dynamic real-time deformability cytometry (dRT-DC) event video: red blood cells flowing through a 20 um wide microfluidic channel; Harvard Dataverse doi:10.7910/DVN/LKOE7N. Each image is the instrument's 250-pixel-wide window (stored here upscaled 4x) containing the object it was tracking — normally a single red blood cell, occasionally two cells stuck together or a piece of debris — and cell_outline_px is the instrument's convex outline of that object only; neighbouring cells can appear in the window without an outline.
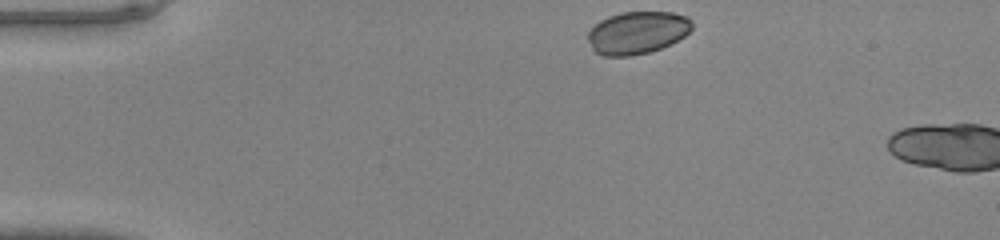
{"species": "common noctule bat (a hibernating species)", "species_latin": "Nyctalus noctula", "temperature_condition": "warm", "stored_images_in_passage": 4, "camera_frame_rate_fps": 3000, "um_per_image_px": 0.085, "animal": {"sex": "male", "body_mass_g": 20.0, "forearm_length_mm": 53.3}, "frame": {"image": 1, "passage_image": 1, "time_ms": 0.0, "image_size_px": [1000, 240], "cell_outline_px": [[692, 28], [684, 36], [660, 48], [648, 52], [628, 56], [604, 56], [596, 52], [592, 48], [588, 40], [588, 32], [600, 20], [608, 16], [624, 12], [672, 12], [688, 16], [692, 20]], "centroid_in_image_um": [54.17, 2.76], "position_along_channel_um": 30.8, "area_um2": 25.61}}